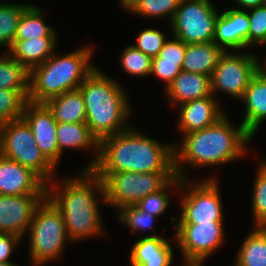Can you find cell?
Wrapping results in <instances>:
<instances>
[{"label": "cell", "mask_w": 266, "mask_h": 266, "mask_svg": "<svg viewBox=\"0 0 266 266\" xmlns=\"http://www.w3.org/2000/svg\"><path fill=\"white\" fill-rule=\"evenodd\" d=\"M77 174L47 184V197L61 211L72 243L105 234L99 208L101 203L106 204L103 182L93 170Z\"/></svg>", "instance_id": "6da1fadb"}, {"label": "cell", "mask_w": 266, "mask_h": 266, "mask_svg": "<svg viewBox=\"0 0 266 266\" xmlns=\"http://www.w3.org/2000/svg\"><path fill=\"white\" fill-rule=\"evenodd\" d=\"M182 137L174 144V169L181 179H188L185 164L199 169L242 158L253 139L242 123L234 127L226 114L213 125Z\"/></svg>", "instance_id": "7a4b0ae2"}, {"label": "cell", "mask_w": 266, "mask_h": 266, "mask_svg": "<svg viewBox=\"0 0 266 266\" xmlns=\"http://www.w3.org/2000/svg\"><path fill=\"white\" fill-rule=\"evenodd\" d=\"M159 143L155 138L131 126L105 137L99 144L95 173L175 172L174 144Z\"/></svg>", "instance_id": "3957f363"}, {"label": "cell", "mask_w": 266, "mask_h": 266, "mask_svg": "<svg viewBox=\"0 0 266 266\" xmlns=\"http://www.w3.org/2000/svg\"><path fill=\"white\" fill-rule=\"evenodd\" d=\"M86 108V124L100 142L108 136L129 129L133 112L123 86L107 76L99 67L78 88Z\"/></svg>", "instance_id": "277c9868"}, {"label": "cell", "mask_w": 266, "mask_h": 266, "mask_svg": "<svg viewBox=\"0 0 266 266\" xmlns=\"http://www.w3.org/2000/svg\"><path fill=\"white\" fill-rule=\"evenodd\" d=\"M92 50L88 45L60 57L55 51L41 65L32 68L28 102L45 103L52 97L77 90L97 67L91 61Z\"/></svg>", "instance_id": "5b68a950"}, {"label": "cell", "mask_w": 266, "mask_h": 266, "mask_svg": "<svg viewBox=\"0 0 266 266\" xmlns=\"http://www.w3.org/2000/svg\"><path fill=\"white\" fill-rule=\"evenodd\" d=\"M28 230L30 264L33 266H44L61 258L65 244L71 242L61 211L48 197L36 209Z\"/></svg>", "instance_id": "8992f818"}, {"label": "cell", "mask_w": 266, "mask_h": 266, "mask_svg": "<svg viewBox=\"0 0 266 266\" xmlns=\"http://www.w3.org/2000/svg\"><path fill=\"white\" fill-rule=\"evenodd\" d=\"M0 154L31 169L46 184L56 178V167L36 145L32 129L23 118L0 126Z\"/></svg>", "instance_id": "52a82bcc"}, {"label": "cell", "mask_w": 266, "mask_h": 266, "mask_svg": "<svg viewBox=\"0 0 266 266\" xmlns=\"http://www.w3.org/2000/svg\"><path fill=\"white\" fill-rule=\"evenodd\" d=\"M193 182L189 179H181L180 217H171V222L198 224L224 221L223 202L217 178L208 177V179Z\"/></svg>", "instance_id": "ba28073f"}, {"label": "cell", "mask_w": 266, "mask_h": 266, "mask_svg": "<svg viewBox=\"0 0 266 266\" xmlns=\"http://www.w3.org/2000/svg\"><path fill=\"white\" fill-rule=\"evenodd\" d=\"M103 182L106 204L116 210L136 205L145 196L162 189L175 172L96 173Z\"/></svg>", "instance_id": "9c48e42d"}, {"label": "cell", "mask_w": 266, "mask_h": 266, "mask_svg": "<svg viewBox=\"0 0 266 266\" xmlns=\"http://www.w3.org/2000/svg\"><path fill=\"white\" fill-rule=\"evenodd\" d=\"M219 12L211 0H181L169 25L172 37L185 44L213 42Z\"/></svg>", "instance_id": "30bf717a"}, {"label": "cell", "mask_w": 266, "mask_h": 266, "mask_svg": "<svg viewBox=\"0 0 266 266\" xmlns=\"http://www.w3.org/2000/svg\"><path fill=\"white\" fill-rule=\"evenodd\" d=\"M243 52L225 51L220 57L211 76V93L214 97L219 91L238 100L243 97L262 63L257 54Z\"/></svg>", "instance_id": "8fae6325"}, {"label": "cell", "mask_w": 266, "mask_h": 266, "mask_svg": "<svg viewBox=\"0 0 266 266\" xmlns=\"http://www.w3.org/2000/svg\"><path fill=\"white\" fill-rule=\"evenodd\" d=\"M174 241L184 262H206L213 253L224 245L223 221L198 224H173ZM223 244V245H222Z\"/></svg>", "instance_id": "7c38bea8"}, {"label": "cell", "mask_w": 266, "mask_h": 266, "mask_svg": "<svg viewBox=\"0 0 266 266\" xmlns=\"http://www.w3.org/2000/svg\"><path fill=\"white\" fill-rule=\"evenodd\" d=\"M47 195H0V228L23 239L35 211Z\"/></svg>", "instance_id": "4fadbf2b"}, {"label": "cell", "mask_w": 266, "mask_h": 266, "mask_svg": "<svg viewBox=\"0 0 266 266\" xmlns=\"http://www.w3.org/2000/svg\"><path fill=\"white\" fill-rule=\"evenodd\" d=\"M22 118L31 127L36 145L57 168L59 147L56 139L57 121L44 103L27 102Z\"/></svg>", "instance_id": "5bb4252c"}, {"label": "cell", "mask_w": 266, "mask_h": 266, "mask_svg": "<svg viewBox=\"0 0 266 266\" xmlns=\"http://www.w3.org/2000/svg\"><path fill=\"white\" fill-rule=\"evenodd\" d=\"M0 195H47V184L31 169L0 154Z\"/></svg>", "instance_id": "9a60e30c"}, {"label": "cell", "mask_w": 266, "mask_h": 266, "mask_svg": "<svg viewBox=\"0 0 266 266\" xmlns=\"http://www.w3.org/2000/svg\"><path fill=\"white\" fill-rule=\"evenodd\" d=\"M248 12L234 8L218 14L213 42L224 51H246L248 48Z\"/></svg>", "instance_id": "2e32d148"}, {"label": "cell", "mask_w": 266, "mask_h": 266, "mask_svg": "<svg viewBox=\"0 0 266 266\" xmlns=\"http://www.w3.org/2000/svg\"><path fill=\"white\" fill-rule=\"evenodd\" d=\"M215 98L212 95L187 101L176 107L179 108L177 129L182 132L181 135L213 125L226 114Z\"/></svg>", "instance_id": "e0dca14e"}, {"label": "cell", "mask_w": 266, "mask_h": 266, "mask_svg": "<svg viewBox=\"0 0 266 266\" xmlns=\"http://www.w3.org/2000/svg\"><path fill=\"white\" fill-rule=\"evenodd\" d=\"M169 239L155 232L137 239L130 253L131 266H171L174 252Z\"/></svg>", "instance_id": "ac0fdd59"}, {"label": "cell", "mask_w": 266, "mask_h": 266, "mask_svg": "<svg viewBox=\"0 0 266 266\" xmlns=\"http://www.w3.org/2000/svg\"><path fill=\"white\" fill-rule=\"evenodd\" d=\"M241 102L245 104L241 123L254 137L266 119V74L261 68L250 80Z\"/></svg>", "instance_id": "d6986e66"}, {"label": "cell", "mask_w": 266, "mask_h": 266, "mask_svg": "<svg viewBox=\"0 0 266 266\" xmlns=\"http://www.w3.org/2000/svg\"><path fill=\"white\" fill-rule=\"evenodd\" d=\"M56 139L59 147V161L65 149L87 150L93 149L95 157L82 170H92L99 157L98 139L92 134L86 123H57Z\"/></svg>", "instance_id": "ffe728a7"}, {"label": "cell", "mask_w": 266, "mask_h": 266, "mask_svg": "<svg viewBox=\"0 0 266 266\" xmlns=\"http://www.w3.org/2000/svg\"><path fill=\"white\" fill-rule=\"evenodd\" d=\"M165 92L174 108L187 101L212 96L211 77L181 70Z\"/></svg>", "instance_id": "44dd1931"}, {"label": "cell", "mask_w": 266, "mask_h": 266, "mask_svg": "<svg viewBox=\"0 0 266 266\" xmlns=\"http://www.w3.org/2000/svg\"><path fill=\"white\" fill-rule=\"evenodd\" d=\"M58 37L14 40L8 53L29 71L45 62L54 52Z\"/></svg>", "instance_id": "7402d4cb"}, {"label": "cell", "mask_w": 266, "mask_h": 266, "mask_svg": "<svg viewBox=\"0 0 266 266\" xmlns=\"http://www.w3.org/2000/svg\"><path fill=\"white\" fill-rule=\"evenodd\" d=\"M224 52L214 42L186 44L181 70L211 77Z\"/></svg>", "instance_id": "603a6c76"}, {"label": "cell", "mask_w": 266, "mask_h": 266, "mask_svg": "<svg viewBox=\"0 0 266 266\" xmlns=\"http://www.w3.org/2000/svg\"><path fill=\"white\" fill-rule=\"evenodd\" d=\"M57 123H86V108L79 89L50 98L44 103Z\"/></svg>", "instance_id": "cb8c5ba5"}, {"label": "cell", "mask_w": 266, "mask_h": 266, "mask_svg": "<svg viewBox=\"0 0 266 266\" xmlns=\"http://www.w3.org/2000/svg\"><path fill=\"white\" fill-rule=\"evenodd\" d=\"M238 249L233 266H266V227H253Z\"/></svg>", "instance_id": "d4e9b609"}, {"label": "cell", "mask_w": 266, "mask_h": 266, "mask_svg": "<svg viewBox=\"0 0 266 266\" xmlns=\"http://www.w3.org/2000/svg\"><path fill=\"white\" fill-rule=\"evenodd\" d=\"M44 10L30 4L20 17L14 40H26L37 37H57L54 28L44 21Z\"/></svg>", "instance_id": "484cf974"}, {"label": "cell", "mask_w": 266, "mask_h": 266, "mask_svg": "<svg viewBox=\"0 0 266 266\" xmlns=\"http://www.w3.org/2000/svg\"><path fill=\"white\" fill-rule=\"evenodd\" d=\"M30 71L8 52L0 53V89L22 90L29 95Z\"/></svg>", "instance_id": "4316f807"}, {"label": "cell", "mask_w": 266, "mask_h": 266, "mask_svg": "<svg viewBox=\"0 0 266 266\" xmlns=\"http://www.w3.org/2000/svg\"><path fill=\"white\" fill-rule=\"evenodd\" d=\"M29 5L4 1L0 3V47L5 46V52L11 48L20 17Z\"/></svg>", "instance_id": "83f0119b"}, {"label": "cell", "mask_w": 266, "mask_h": 266, "mask_svg": "<svg viewBox=\"0 0 266 266\" xmlns=\"http://www.w3.org/2000/svg\"><path fill=\"white\" fill-rule=\"evenodd\" d=\"M252 192V215L254 227H266V164L259 161Z\"/></svg>", "instance_id": "f1b7e54d"}, {"label": "cell", "mask_w": 266, "mask_h": 266, "mask_svg": "<svg viewBox=\"0 0 266 266\" xmlns=\"http://www.w3.org/2000/svg\"><path fill=\"white\" fill-rule=\"evenodd\" d=\"M181 185V178L177 175L172 178L162 189L151 193L142 198L136 206L142 211H145L155 217L162 216L170 204L169 190L178 191ZM175 189V191H174Z\"/></svg>", "instance_id": "f546056e"}, {"label": "cell", "mask_w": 266, "mask_h": 266, "mask_svg": "<svg viewBox=\"0 0 266 266\" xmlns=\"http://www.w3.org/2000/svg\"><path fill=\"white\" fill-rule=\"evenodd\" d=\"M181 0H139L130 10L147 19L168 17L171 23Z\"/></svg>", "instance_id": "4dcf8cb0"}, {"label": "cell", "mask_w": 266, "mask_h": 266, "mask_svg": "<svg viewBox=\"0 0 266 266\" xmlns=\"http://www.w3.org/2000/svg\"><path fill=\"white\" fill-rule=\"evenodd\" d=\"M28 96L22 90L0 89V126L21 119Z\"/></svg>", "instance_id": "1f68e13d"}, {"label": "cell", "mask_w": 266, "mask_h": 266, "mask_svg": "<svg viewBox=\"0 0 266 266\" xmlns=\"http://www.w3.org/2000/svg\"><path fill=\"white\" fill-rule=\"evenodd\" d=\"M120 65L125 73L131 77H147L151 73L152 58L136 49L133 45H127L120 56Z\"/></svg>", "instance_id": "d6a6232c"}, {"label": "cell", "mask_w": 266, "mask_h": 266, "mask_svg": "<svg viewBox=\"0 0 266 266\" xmlns=\"http://www.w3.org/2000/svg\"><path fill=\"white\" fill-rule=\"evenodd\" d=\"M156 218L157 217L142 211L136 205H130L118 209V219L126 227L128 226L132 233L136 234H139L140 231L145 229L152 231L154 229L153 224Z\"/></svg>", "instance_id": "836d02e7"}, {"label": "cell", "mask_w": 266, "mask_h": 266, "mask_svg": "<svg viewBox=\"0 0 266 266\" xmlns=\"http://www.w3.org/2000/svg\"><path fill=\"white\" fill-rule=\"evenodd\" d=\"M248 12V48L266 45V6L246 10Z\"/></svg>", "instance_id": "e575fe53"}, {"label": "cell", "mask_w": 266, "mask_h": 266, "mask_svg": "<svg viewBox=\"0 0 266 266\" xmlns=\"http://www.w3.org/2000/svg\"><path fill=\"white\" fill-rule=\"evenodd\" d=\"M166 41L165 33L159 29L148 27L138 34L137 44L133 46L147 56L154 58L159 55Z\"/></svg>", "instance_id": "d590c367"}, {"label": "cell", "mask_w": 266, "mask_h": 266, "mask_svg": "<svg viewBox=\"0 0 266 266\" xmlns=\"http://www.w3.org/2000/svg\"><path fill=\"white\" fill-rule=\"evenodd\" d=\"M183 61L164 60L159 55L152 58L151 73L164 82L165 89L181 72Z\"/></svg>", "instance_id": "8d00e7d4"}, {"label": "cell", "mask_w": 266, "mask_h": 266, "mask_svg": "<svg viewBox=\"0 0 266 266\" xmlns=\"http://www.w3.org/2000/svg\"><path fill=\"white\" fill-rule=\"evenodd\" d=\"M185 51L186 44L182 40L173 37L165 42L159 56L164 60L183 61Z\"/></svg>", "instance_id": "74e56055"}, {"label": "cell", "mask_w": 266, "mask_h": 266, "mask_svg": "<svg viewBox=\"0 0 266 266\" xmlns=\"http://www.w3.org/2000/svg\"><path fill=\"white\" fill-rule=\"evenodd\" d=\"M22 240L19 236L10 233H3L0 236V263H14L10 257Z\"/></svg>", "instance_id": "f35d334b"}, {"label": "cell", "mask_w": 266, "mask_h": 266, "mask_svg": "<svg viewBox=\"0 0 266 266\" xmlns=\"http://www.w3.org/2000/svg\"><path fill=\"white\" fill-rule=\"evenodd\" d=\"M237 3L238 7L234 8L237 10H249L252 8H256L258 6H262L265 3V0H234ZM243 8V9H242Z\"/></svg>", "instance_id": "ab89813d"}, {"label": "cell", "mask_w": 266, "mask_h": 266, "mask_svg": "<svg viewBox=\"0 0 266 266\" xmlns=\"http://www.w3.org/2000/svg\"><path fill=\"white\" fill-rule=\"evenodd\" d=\"M139 0H119L120 6H122L125 11H129Z\"/></svg>", "instance_id": "60d3db41"}, {"label": "cell", "mask_w": 266, "mask_h": 266, "mask_svg": "<svg viewBox=\"0 0 266 266\" xmlns=\"http://www.w3.org/2000/svg\"><path fill=\"white\" fill-rule=\"evenodd\" d=\"M187 266H204V262H187Z\"/></svg>", "instance_id": "b9f144b4"}, {"label": "cell", "mask_w": 266, "mask_h": 266, "mask_svg": "<svg viewBox=\"0 0 266 266\" xmlns=\"http://www.w3.org/2000/svg\"><path fill=\"white\" fill-rule=\"evenodd\" d=\"M0 266H19L16 263H0Z\"/></svg>", "instance_id": "7bdbcfd3"}, {"label": "cell", "mask_w": 266, "mask_h": 266, "mask_svg": "<svg viewBox=\"0 0 266 266\" xmlns=\"http://www.w3.org/2000/svg\"><path fill=\"white\" fill-rule=\"evenodd\" d=\"M265 63V64H264ZM264 63L260 64V68L264 71L266 74V60H264Z\"/></svg>", "instance_id": "ee69618b"}, {"label": "cell", "mask_w": 266, "mask_h": 266, "mask_svg": "<svg viewBox=\"0 0 266 266\" xmlns=\"http://www.w3.org/2000/svg\"><path fill=\"white\" fill-rule=\"evenodd\" d=\"M4 232L1 230V228H0V236L3 234Z\"/></svg>", "instance_id": "f6af8a7d"}, {"label": "cell", "mask_w": 266, "mask_h": 266, "mask_svg": "<svg viewBox=\"0 0 266 266\" xmlns=\"http://www.w3.org/2000/svg\"><path fill=\"white\" fill-rule=\"evenodd\" d=\"M265 158L262 159V162H264L266 164V159L264 160Z\"/></svg>", "instance_id": "bcb514c9"}, {"label": "cell", "mask_w": 266, "mask_h": 266, "mask_svg": "<svg viewBox=\"0 0 266 266\" xmlns=\"http://www.w3.org/2000/svg\"><path fill=\"white\" fill-rule=\"evenodd\" d=\"M182 266H187V262H184Z\"/></svg>", "instance_id": "7dc6e473"}]
</instances>
